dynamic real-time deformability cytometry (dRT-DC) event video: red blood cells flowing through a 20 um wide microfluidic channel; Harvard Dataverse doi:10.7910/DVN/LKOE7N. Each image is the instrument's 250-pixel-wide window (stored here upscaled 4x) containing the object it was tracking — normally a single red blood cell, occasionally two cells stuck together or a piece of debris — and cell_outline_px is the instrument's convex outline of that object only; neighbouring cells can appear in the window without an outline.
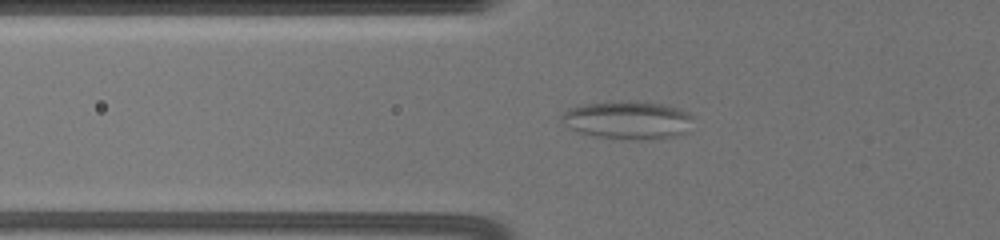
{"species": "common noctule bat (a hibernating species)", "species_latin": "Nyctalus noctula", "temperature_condition": "warm", "stored_images_in_passage": 44, "camera_frame_rate_fps": 3000, "um_per_image_px": 0.085, "animal": {"sex": "female", "body_mass_g": 19.5, "forearm_length_mm": 54.1}, "frame": {"image": 1, "passage_image": 17, "time_ms": 8.333, "image_size_px": [1000, 240], "cell_outline_px": [[692, 116], [688, 132], [676, 136], [644, 140], [640, 140], [596, 136], [580, 132], [564, 124], [560, 116], [564, 112], [572, 108], [588, 104], [664, 104], [688, 112]], "centroid_in_image_um": [53.41, 10.26], "position_along_channel_um": 72.4, "area_um2": 27.74}}
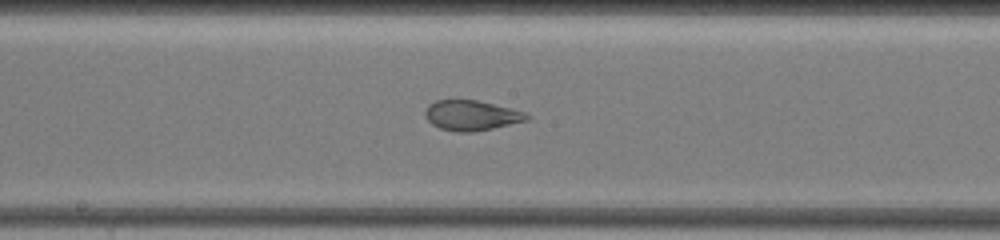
{"frame": {"image": 2, "passage_image": 24, "time_ms": 12.333, "image_size_px": [1000, 240], "cell_outline_px": [[528, 120], [492, 128], [472, 132], [456, 132], [440, 128], [432, 124], [428, 120], [424, 112], [428, 104], [436, 100], [476, 100], [512, 108], [524, 112], [528, 116]], "centroid_in_image_um": [40.04, 9.8], "position_along_channel_um": 208.2, "area_um2": 17.69}}
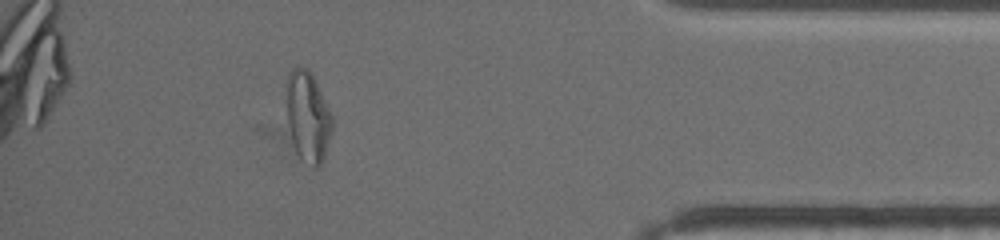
{"frame": {"image": 3, "passage_image": 38, "time_ms": 19.0, "image_size_px": [1000, 240], "cell_outline_px": [[332, 128], [324, 160], [316, 168], [312, 168], [296, 152], [292, 140], [288, 124], [288, 72], [292, 68], [308, 68], [312, 72], [316, 80], [332, 116]], "centroid_in_image_um": [26.19, 9.93], "position_along_channel_um": 409.0, "area_um2": 23.76}, "authors_computed_cell_mechanics": {"area_um2": 24.9407, "velocity_mm_per_s": 3.4774, "shape_relaxation_time_tau1_ms": null, "shape_relaxation_time_tau2_ms": 1.0796, "deformation_change_tau1": null, "deformation_change_tau2": 0.0783}}